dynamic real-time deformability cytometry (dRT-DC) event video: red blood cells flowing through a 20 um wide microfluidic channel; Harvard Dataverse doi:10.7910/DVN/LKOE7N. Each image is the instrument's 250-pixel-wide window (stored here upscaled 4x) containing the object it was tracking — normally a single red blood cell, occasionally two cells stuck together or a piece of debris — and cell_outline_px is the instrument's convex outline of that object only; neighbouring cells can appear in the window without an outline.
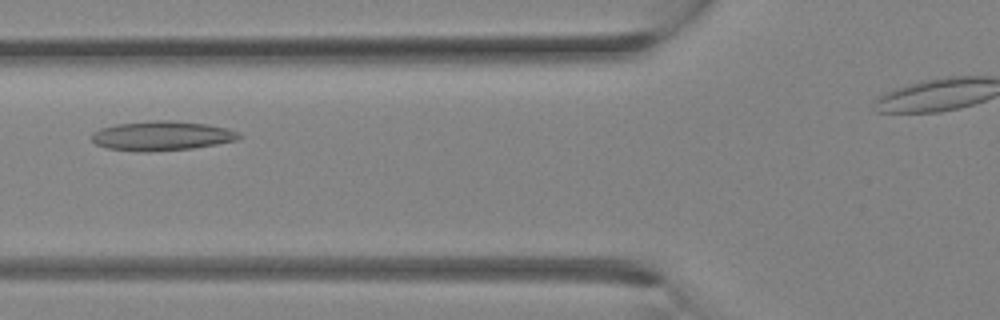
{"species": "Egyptian fruit bat (a non-hibernating species)", "species_latin": "Rousettus aegyptiacus", "temperature_condition": "room temperature", "stored_images_in_passage": 27, "camera_frame_rate_fps": 3000, "um_per_image_px": 0.085, "animal": {"sex": "female"}, "frame": {"image": 1, "passage_image": 10, "time_ms": 3.0, "image_size_px": [1000, 320], "cell_outline_px": [[244, 136], [236, 140], [216, 144], [192, 148], [148, 152], [136, 152], [108, 148], [96, 144], [92, 140], [92, 132], [100, 128], [116, 124], [156, 120], [172, 120], [208, 124], [228, 128], [240, 132]], "centroid_in_image_um": [13.78, 11.54], "position_along_channel_um": 112.0, "area_um2": 25.49}}
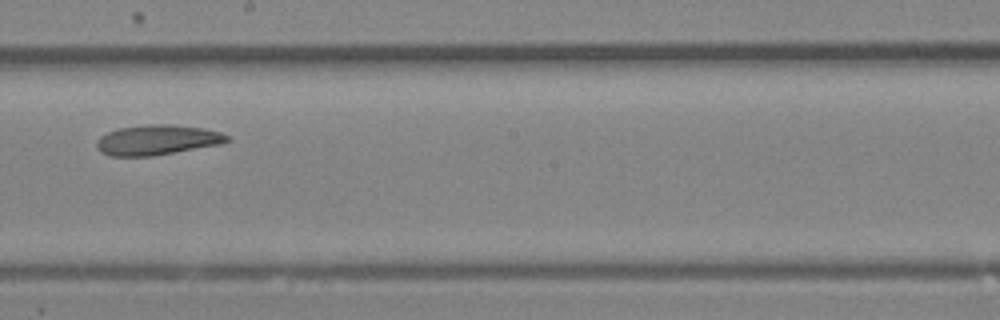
{"frame": {"image": 2, "passage_image": 16, "time_ms": 5.0, "image_size_px": [1000, 320], "cell_outline_px": [[232, 140], [220, 144], [152, 156], [108, 156], [100, 152], [96, 148], [96, 140], [100, 136], [108, 132], [120, 128], [148, 124], [172, 124], [204, 128], [220, 132], [228, 136]], "centroid_in_image_um": [13.34, 11.89], "position_along_channel_um": 234.9, "area_um2": 22.95}}
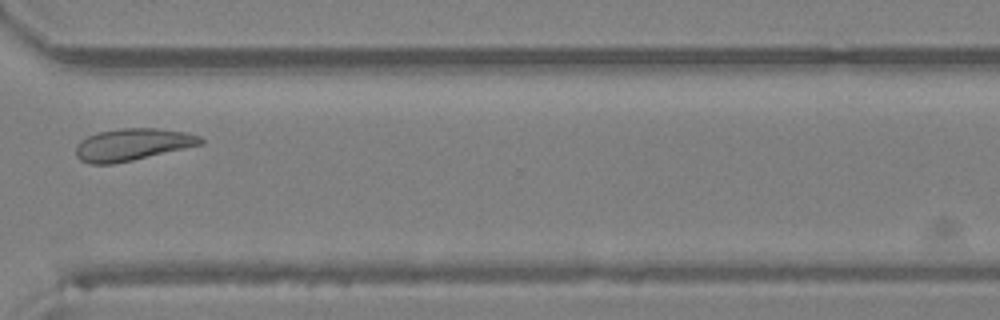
{"frame": {"image": 3, "passage_image": 22, "time_ms": 7.0, "image_size_px": [1000, 320], "cell_outline_px": [[204, 144], [132, 160], [112, 164], [88, 164], [80, 160], [76, 156], [76, 144], [80, 140], [96, 132], [120, 128], [156, 128], [184, 132], [200, 136], [204, 140]], "centroid_in_image_um": [11.23, 12.28], "position_along_channel_um": 359.4, "area_um2": 23.41}}